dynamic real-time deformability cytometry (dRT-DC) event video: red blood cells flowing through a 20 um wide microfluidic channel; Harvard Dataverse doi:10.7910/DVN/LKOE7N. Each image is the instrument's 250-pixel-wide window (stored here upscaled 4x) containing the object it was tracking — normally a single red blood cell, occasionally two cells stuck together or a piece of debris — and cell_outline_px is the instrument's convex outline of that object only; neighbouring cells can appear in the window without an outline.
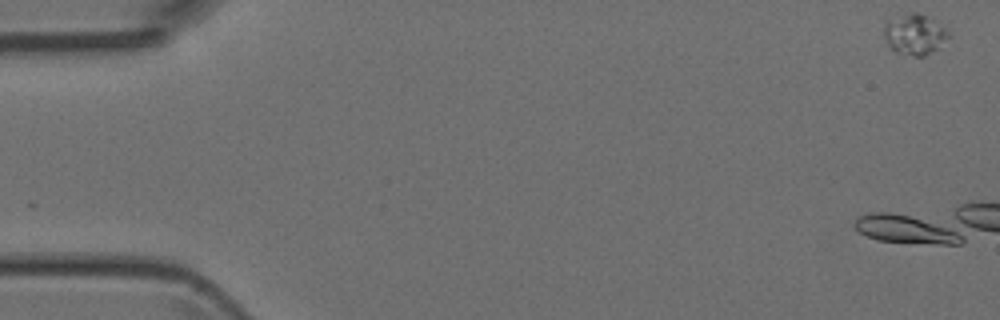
{"species": "Egyptian fruit bat (a non-hibernating species)", "species_latin": "Rousettus aegyptiacus", "temperature_condition": "room temperature", "stored_images_in_passage": 6, "camera_frame_rate_fps": 3000, "um_per_image_px": 0.085, "animal": {"sex": "female"}, "frame": {"image": 1, "passage_image": 1, "time_ms": 0.0, "image_size_px": [1000, 320], "cell_outline_px": [[952, 36], [936, 48], [924, 56], [916, 56], [896, 52], [888, 48], [884, 36], [884, 24], [888, 20], [912, 12], [920, 12], [944, 28]], "centroid_in_image_um": [77.71, 2.93], "position_along_channel_um": 7.3, "area_um2": 15.09}}
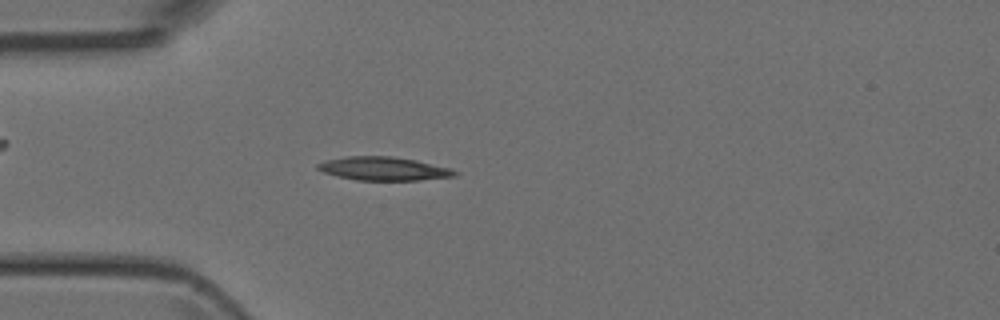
{"frame": {"image": 2, "passage_image": 6, "time_ms": 5.667, "image_size_px": [1000, 320], "cell_outline_px": [[460, 172], [456, 176], [416, 180], [356, 180], [336, 176], [324, 172], [316, 168], [316, 164], [324, 160], [348, 156], [392, 156], [416, 160], [452, 168]], "centroid_in_image_um": [32.61, 14.33], "position_along_channel_um": 52.4, "area_um2": 18.9}}